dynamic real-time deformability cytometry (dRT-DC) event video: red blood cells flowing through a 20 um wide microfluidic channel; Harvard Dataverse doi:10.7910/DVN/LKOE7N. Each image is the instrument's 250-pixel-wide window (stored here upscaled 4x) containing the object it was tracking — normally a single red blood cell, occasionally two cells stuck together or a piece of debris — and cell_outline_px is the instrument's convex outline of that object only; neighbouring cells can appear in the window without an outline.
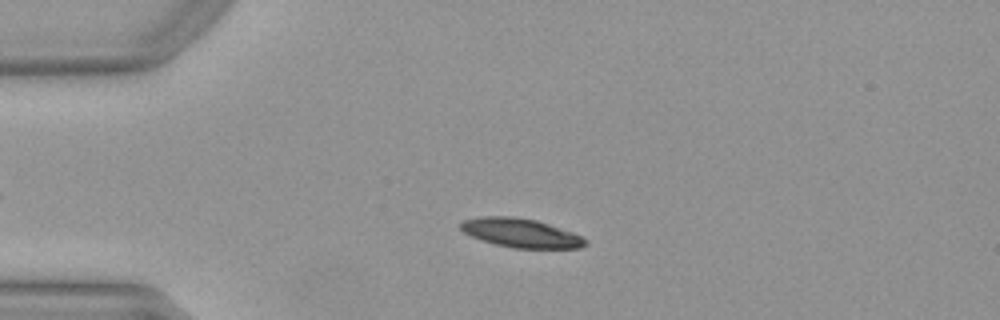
{"species": "Egyptian fruit bat (a non-hibernating species)", "species_latin": "Rousettus aegyptiacus", "temperature_condition": "warm", "stored_images_in_passage": 35, "camera_frame_rate_fps": 3000, "um_per_image_px": 0.085, "animal": {"sex": "female"}, "frame": {"image": 1, "passage_image": 12, "time_ms": 3.667, "image_size_px": [1000, 320], "cell_outline_px": [[588, 244], [580, 248], [512, 248], [496, 244], [472, 236], [464, 232], [460, 228], [460, 224], [464, 220], [484, 216], [512, 216], [536, 220], [572, 232], [588, 240]], "centroid_in_image_um": [44.3, 19.8], "position_along_channel_um": 40.7, "area_um2": 20.81}}
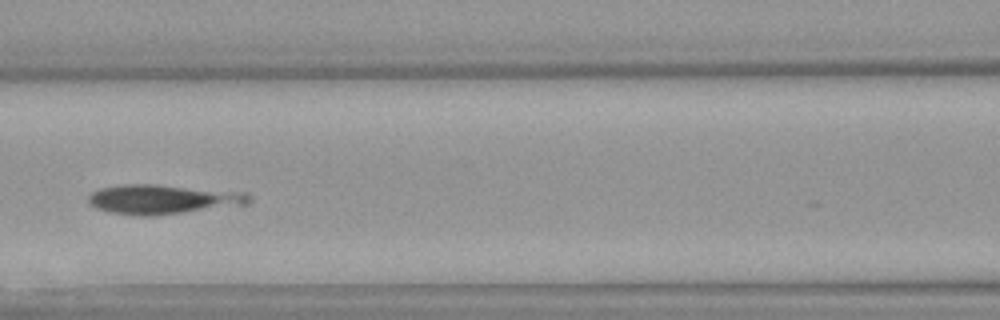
{"frame": {"image": 2, "passage_image": 23, "time_ms": 7.333, "image_size_px": [1000, 320], "cell_outline_px": [[252, 200], [248, 204], [152, 216], [140, 216], [108, 212], [96, 208], [88, 200], [88, 196], [92, 192], [100, 188], [124, 184], [152, 184], [244, 192], [252, 196]], "centroid_in_image_um": [13.83, 16.94], "position_along_channel_um": 152.8, "area_um2": 27.46}}
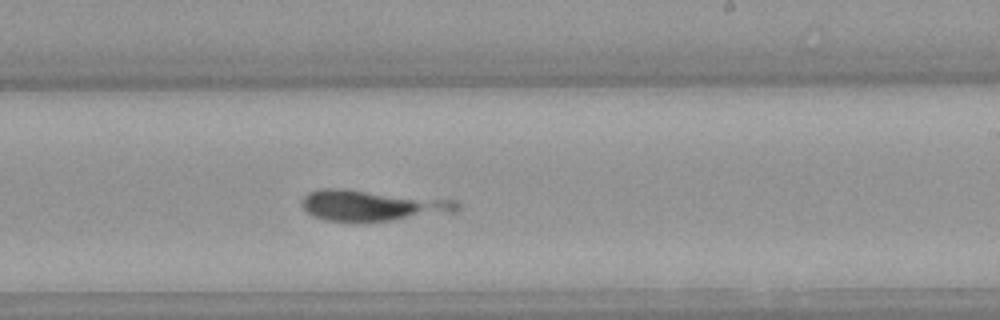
{"frame": {"image": 3, "passage_image": 31, "time_ms": 10.0, "image_size_px": [1000, 320], "cell_outline_px": [[460, 208], [456, 212], [364, 224], [352, 224], [324, 220], [312, 216], [300, 204], [300, 200], [308, 192], [320, 188], [340, 188], [456, 200], [460, 204]], "centroid_in_image_um": [31.59, 17.5], "position_along_channel_um": 257.4, "area_um2": 29.02}}